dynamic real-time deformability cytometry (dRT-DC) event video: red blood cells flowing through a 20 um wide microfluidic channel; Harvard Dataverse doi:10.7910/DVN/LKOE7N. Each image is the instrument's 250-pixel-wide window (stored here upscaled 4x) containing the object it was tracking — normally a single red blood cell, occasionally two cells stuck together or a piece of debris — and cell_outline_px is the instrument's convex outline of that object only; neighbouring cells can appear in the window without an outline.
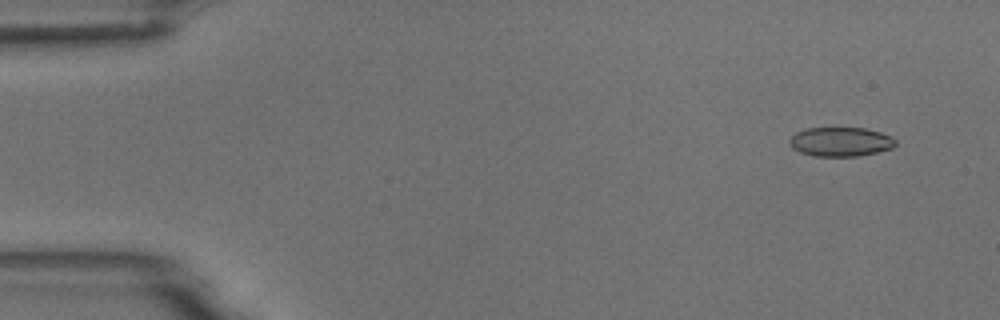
{"species": "common noctule bat (a hibernating species)", "species_latin": "Nyctalus noctula", "temperature_condition": "room temperature", "stored_images_in_passage": 5, "camera_frame_rate_fps": 3000, "um_per_image_px": 0.085, "animal": {"sex": "male", "body_mass_g": 18.8}, "frame": {"image": 1, "passage_image": 1, "time_ms": 0.0, "image_size_px": [1000, 320], "cell_outline_px": [[896, 144], [892, 148], [876, 152], [856, 156], [812, 156], [800, 152], [792, 148], [788, 140], [796, 132], [808, 128], [864, 128], [880, 132], [892, 136], [896, 140]], "centroid_in_image_um": [71.44, 12.05], "position_along_channel_um": 13.6, "area_um2": 18.03}}
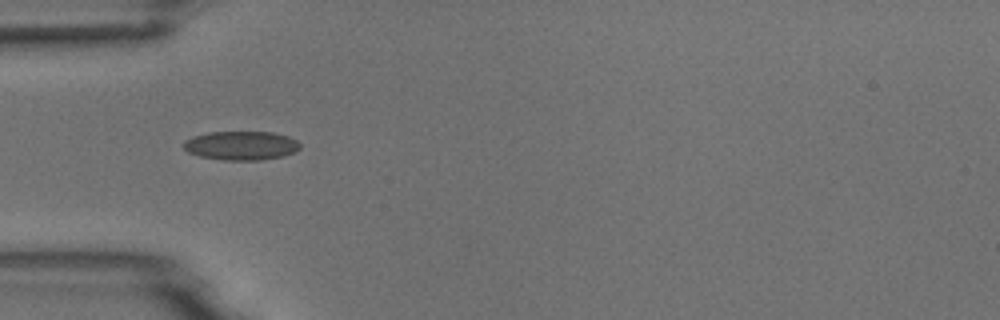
{"frame": {"image": 2, "passage_image": 4, "time_ms": 4.333, "image_size_px": [1000, 320], "cell_outline_px": [[300, 148], [296, 152], [284, 156], [260, 160], [224, 160], [200, 156], [188, 152], [184, 148], [184, 140], [192, 136], [208, 132], [272, 132], [288, 136], [296, 140], [300, 144]], "centroid_in_image_um": [20.51, 12.37], "position_along_channel_um": 64.5, "area_um2": 19.71}}